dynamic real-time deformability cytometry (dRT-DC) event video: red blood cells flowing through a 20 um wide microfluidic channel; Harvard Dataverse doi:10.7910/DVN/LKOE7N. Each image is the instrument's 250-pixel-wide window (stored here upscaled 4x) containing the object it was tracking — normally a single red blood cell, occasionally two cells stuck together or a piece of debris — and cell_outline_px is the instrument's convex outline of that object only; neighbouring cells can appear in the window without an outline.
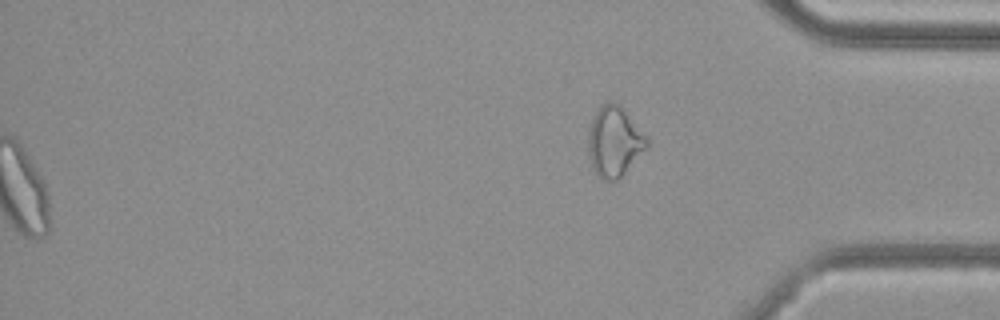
{"species": "common noctule bat (a hibernating species)", "species_latin": "Nyctalus noctula", "temperature_condition": "cold", "stored_images_in_passage": 49, "segment_of_instrument_passage": [2, 2], "camera_frame_rate_fps": 3000, "um_per_image_px": 0.085, "animal": {"sex": "female", "body_mass_g": 29.2, "forearm_length_mm": 56.3}, "frame": {"image": 1, "passage_image": 49, "time_ms": 16.0, "image_size_px": [1000, 320], "cell_outline_px": [[648, 144], [624, 172], [616, 180], [600, 180], [592, 168], [588, 152], [588, 132], [592, 120], [600, 104], [608, 100], [612, 100], [620, 104], [648, 136]], "centroid_in_image_um": [52.19, 11.98], "position_along_channel_um": 383.0, "area_um2": 23.99}}